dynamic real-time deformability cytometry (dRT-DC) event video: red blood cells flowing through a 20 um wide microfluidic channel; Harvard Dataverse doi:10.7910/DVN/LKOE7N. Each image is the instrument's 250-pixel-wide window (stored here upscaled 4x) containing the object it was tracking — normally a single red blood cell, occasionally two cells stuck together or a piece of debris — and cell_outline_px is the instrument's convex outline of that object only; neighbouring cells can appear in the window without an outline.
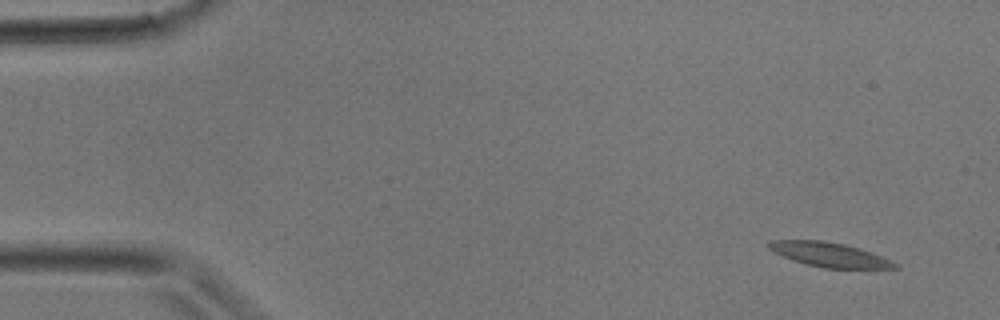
{"species": "common noctule bat (a hibernating species)", "species_latin": "Nyctalus noctula", "temperature_condition": "room temperature", "stored_images_in_passage": 3, "camera_frame_rate_fps": 3000, "um_per_image_px": 0.085, "animal": {"sex": "male", "body_mass_g": 17.9}, "frame": {"image": 1, "passage_image": 1, "time_ms": 0.0, "image_size_px": [1000, 320], "cell_outline_px": [[900, 268], [824, 268], [792, 260], [768, 248], [768, 240], [824, 240], [844, 244], [860, 248], [900, 264]], "centroid_in_image_um": [70.52, 21.64], "position_along_channel_um": 14.5, "area_um2": 17.74}}
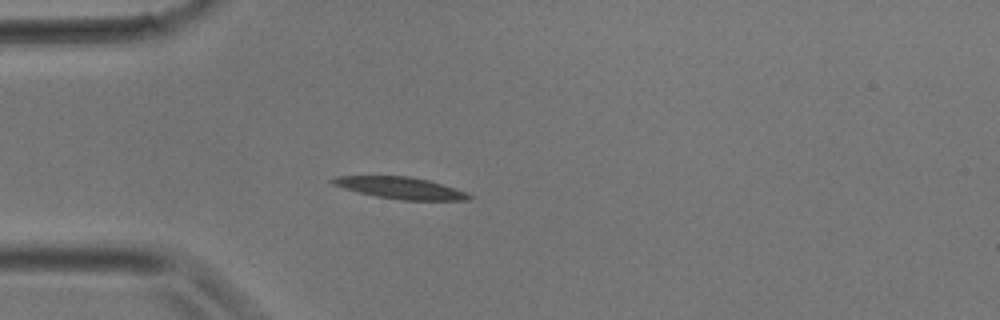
{"frame": {"image": 2, "passage_image": 3, "time_ms": 0.667, "image_size_px": [1000, 320], "cell_outline_px": [[472, 196], [468, 200], [400, 200], [376, 196], [344, 188], [332, 184], [328, 180], [336, 176], [408, 176], [428, 180], [456, 188]], "centroid_in_image_um": [34.01, 15.97], "position_along_channel_um": 51.0, "area_um2": 17.11}}